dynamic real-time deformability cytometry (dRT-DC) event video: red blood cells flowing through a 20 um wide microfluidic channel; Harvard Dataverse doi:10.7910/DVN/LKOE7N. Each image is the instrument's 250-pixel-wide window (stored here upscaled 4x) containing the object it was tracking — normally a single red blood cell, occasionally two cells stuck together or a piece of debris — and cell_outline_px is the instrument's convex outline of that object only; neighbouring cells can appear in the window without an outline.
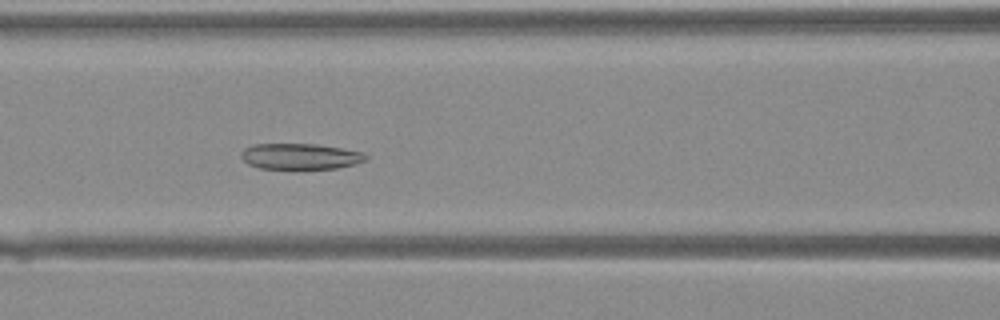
{"species": "Egyptian fruit bat (a non-hibernating species)", "species_latin": "Rousettus aegyptiacus", "temperature_condition": "warm", "stored_images_in_passage": 43, "camera_frame_rate_fps": 3000, "um_per_image_px": 0.085, "animal": {"sex": "female"}, "frame": {"image": 1, "passage_image": 19, "time_ms": 6.0, "image_size_px": [1000, 320], "cell_outline_px": [[368, 156], [364, 160], [356, 164], [336, 168], [260, 168], [248, 164], [240, 156], [240, 152], [244, 148], [256, 144], [316, 144], [364, 152]], "centroid_in_image_um": [25.51, 13.28], "position_along_channel_um": 141.1, "area_um2": 18.61}}
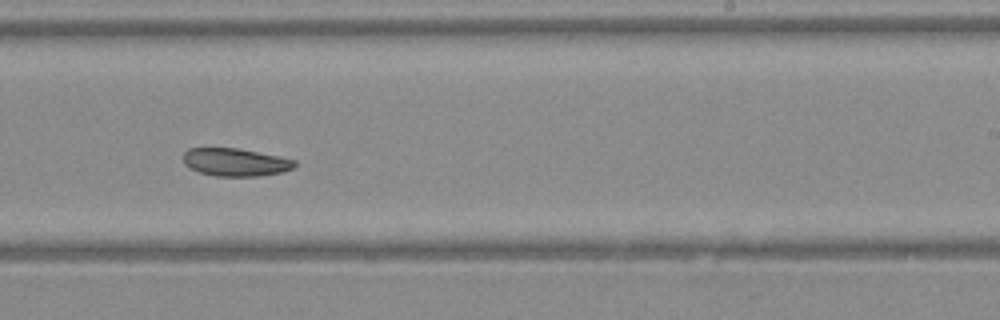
{"frame": {"image": 2, "passage_image": 27, "time_ms": 8.667, "image_size_px": [1000, 320], "cell_outline_px": [[296, 164], [292, 168], [284, 172], [260, 176], [216, 176], [200, 172], [184, 164], [184, 152], [188, 148], [236, 148], [296, 160]], "centroid_in_image_um": [20.01, 13.79], "position_along_channel_um": 269.0, "area_um2": 17.86}}
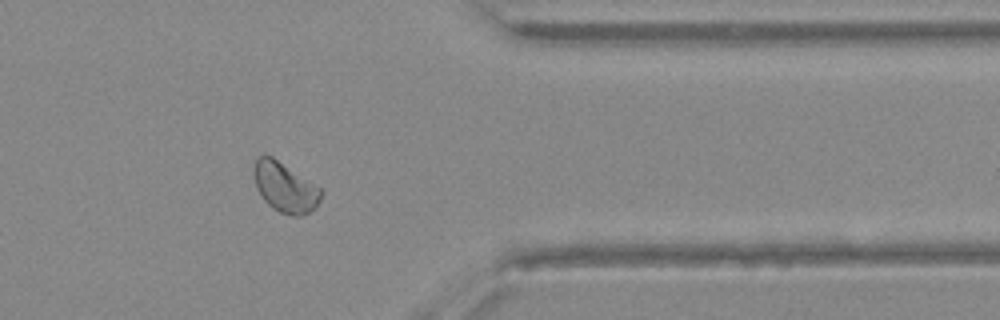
{"frame": {"image": 3, "passage_image": 35, "time_ms": 11.333, "image_size_px": [1000, 320], "cell_outline_px": [[324, 192], [320, 200], [308, 212], [300, 216], [292, 216], [280, 212], [272, 208], [264, 200], [256, 184], [256, 156], [264, 152], [272, 156], [320, 188]], "centroid_in_image_um": [24.23, 15.91], "position_along_channel_um": 387.2, "area_um2": 19.02}}